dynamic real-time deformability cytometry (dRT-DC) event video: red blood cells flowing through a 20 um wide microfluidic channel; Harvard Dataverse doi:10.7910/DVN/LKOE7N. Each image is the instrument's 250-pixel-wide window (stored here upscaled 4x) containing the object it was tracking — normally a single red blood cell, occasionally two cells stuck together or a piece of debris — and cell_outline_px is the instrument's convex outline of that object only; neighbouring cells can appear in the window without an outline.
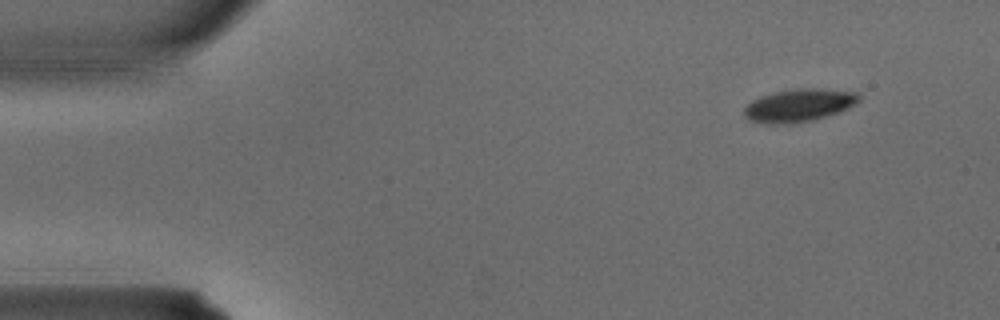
{"species": "common noctule bat (a hibernating species)", "species_latin": "Nyctalus noctula", "temperature_condition": "warm", "stored_images_in_passage": 3, "camera_frame_rate_fps": 3000, "um_per_image_px": 0.085, "animal": {"sex": "male", "body_mass_g": 15.6}, "frame": {"image": 1, "passage_image": 1, "time_ms": 0.0, "image_size_px": [1000, 320], "cell_outline_px": [[860, 100], [856, 104], [836, 112], [812, 120], [788, 124], [768, 124], [748, 120], [744, 116], [744, 108], [752, 100], [760, 96], [776, 92], [796, 88], [816, 88], [856, 92], [860, 96]], "centroid_in_image_um": [67.87, 8.95], "position_along_channel_um": 17.1, "area_um2": 21.79}}
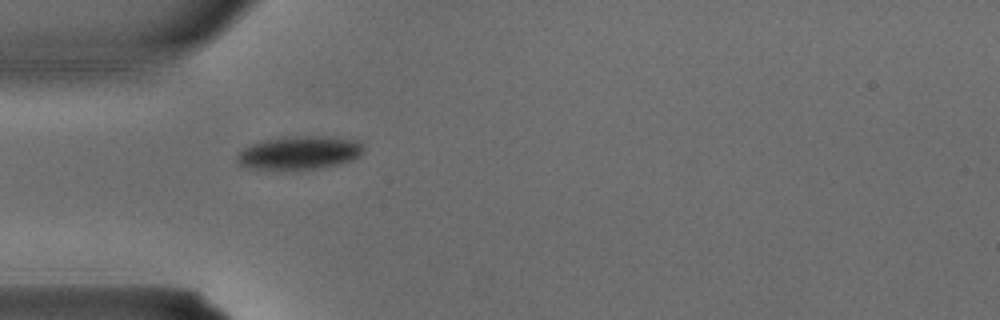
{"frame": {"image": 2, "passage_image": 3, "time_ms": 0.667, "image_size_px": [1000, 320], "cell_outline_px": [[364, 148], [360, 156], [352, 160], [336, 164], [316, 168], [276, 172], [244, 168], [236, 160], [236, 156], [244, 148], [252, 144], [268, 140], [304, 136], [316, 136], [356, 140]], "centroid_in_image_um": [25.37, 13.04], "position_along_channel_um": 59.6, "area_um2": 24.62}}